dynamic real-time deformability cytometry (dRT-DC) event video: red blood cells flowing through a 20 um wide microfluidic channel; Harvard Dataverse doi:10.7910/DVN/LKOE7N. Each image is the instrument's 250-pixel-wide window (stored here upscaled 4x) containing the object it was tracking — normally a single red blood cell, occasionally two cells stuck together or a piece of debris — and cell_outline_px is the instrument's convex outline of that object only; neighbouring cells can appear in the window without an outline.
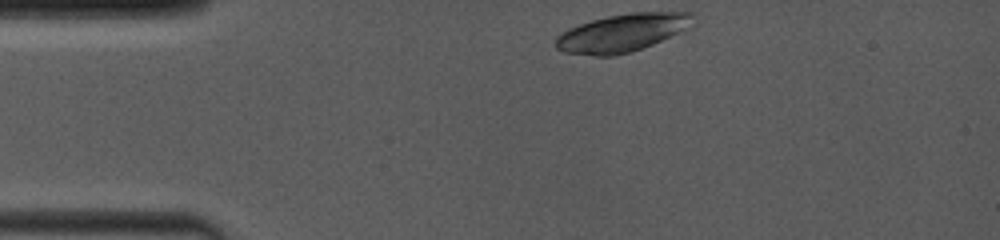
{"species": "common noctule bat (a hibernating species)", "species_latin": "Nyctalus noctula", "temperature_condition": "room temperature", "stored_images_in_passage": 2, "camera_frame_rate_fps": 4000, "um_per_image_px": 0.085, "animal": {"sex": "female", "body_mass_g": 19.0, "forearm_length_mm": 53.3}, "frame": {"image": 1, "passage_image": 1, "time_ms": 0.0, "image_size_px": [1000, 240], "cell_outline_px": [[692, 12], [688, 28], [652, 44], [628, 52], [612, 56], [592, 56], [564, 52], [556, 48], [556, 36], [568, 28], [592, 20], [608, 16], [632, 12]], "centroid_in_image_um": [52.81, 2.79], "position_along_channel_um": 32.2, "area_um2": 29.77}}